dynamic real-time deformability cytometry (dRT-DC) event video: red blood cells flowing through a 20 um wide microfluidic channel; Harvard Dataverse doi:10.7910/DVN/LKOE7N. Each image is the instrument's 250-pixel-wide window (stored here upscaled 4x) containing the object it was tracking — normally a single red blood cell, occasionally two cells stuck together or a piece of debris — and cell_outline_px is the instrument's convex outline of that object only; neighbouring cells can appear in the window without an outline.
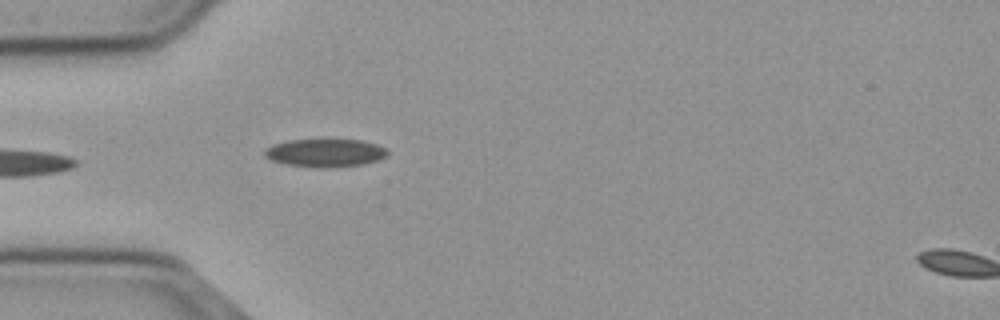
{"species": "common noctule bat (a hibernating species)", "species_latin": "Nyctalus noctula", "temperature_condition": "cold", "stored_images_in_passage": 4, "camera_frame_rate_fps": 3000, "um_per_image_px": 0.085, "animal": {"sex": "male", "body_mass_g": 23.1, "forearm_length_mm": 52.7}, "frame": {"image": 1, "passage_image": 3, "time_ms": 0.667, "image_size_px": [1000, 320], "cell_outline_px": [[388, 152], [380, 160], [364, 164], [284, 164], [272, 160], [264, 156], [264, 148], [272, 144], [288, 140], [360, 140], [376, 144], [384, 148]], "centroid_in_image_um": [27.6, 12.93], "position_along_channel_um": 57.4, "area_um2": 18.84}}